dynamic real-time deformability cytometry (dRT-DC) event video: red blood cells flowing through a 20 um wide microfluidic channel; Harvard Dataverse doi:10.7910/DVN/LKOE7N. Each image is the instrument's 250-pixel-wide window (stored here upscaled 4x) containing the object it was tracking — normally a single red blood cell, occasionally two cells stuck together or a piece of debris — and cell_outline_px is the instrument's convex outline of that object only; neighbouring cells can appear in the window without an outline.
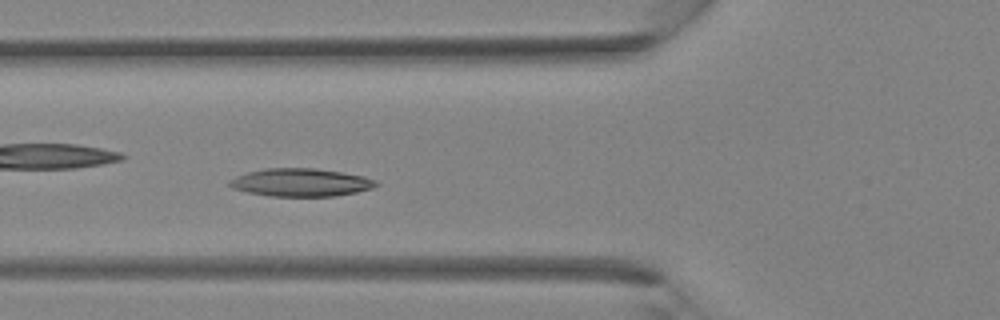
{"species": "Egyptian fruit bat (a non-hibernating species)", "species_latin": "Rousettus aegyptiacus", "temperature_condition": "room temperature", "stored_images_in_passage": 32, "camera_frame_rate_fps": 3000, "um_per_image_px": 0.085, "animal": {"sex": "female"}, "frame": {"image": 1, "passage_image": 8, "time_ms": 2.333, "image_size_px": [1000, 320], "cell_outline_px": [[380, 184], [372, 188], [356, 192], [332, 196], [268, 196], [248, 192], [232, 188], [228, 184], [228, 180], [236, 176], [248, 172], [264, 168], [316, 168], [364, 176], [376, 180]], "centroid_in_image_um": [25.55, 15.5], "position_along_channel_um": 100.2, "area_um2": 23.87}}
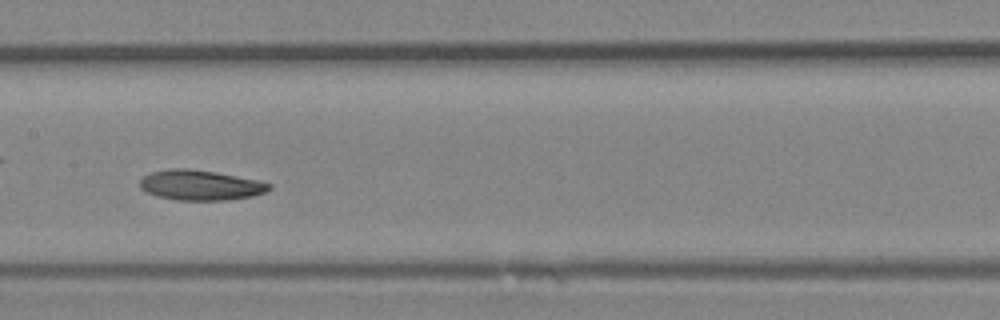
{"frame": {"image": 2, "passage_image": 13, "time_ms": 4.0, "image_size_px": [1000, 320], "cell_outline_px": [[272, 188], [264, 192], [252, 196], [228, 200], [176, 200], [156, 196], [144, 192], [140, 188], [140, 180], [144, 176], [152, 172], [172, 168], [188, 168], [216, 172], [256, 180], [272, 184]], "centroid_in_image_um": [17.0, 15.74], "position_along_channel_um": 190.4, "area_um2": 22.72}}
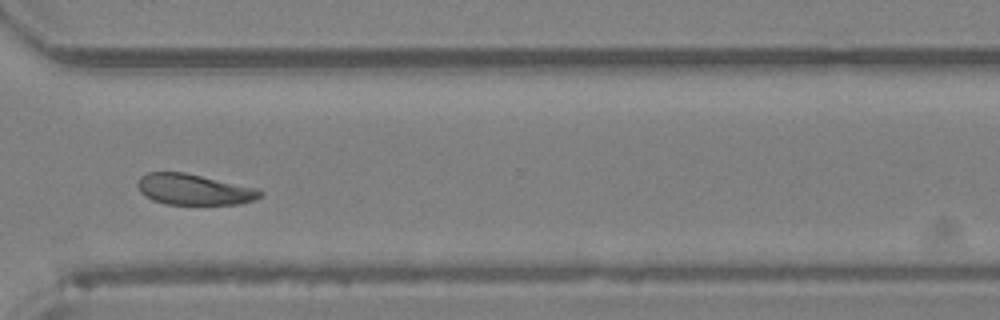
{"frame": {"image": 3, "passage_image": 22, "time_ms": 7.0, "image_size_px": [1000, 320], "cell_outline_px": [[264, 192], [260, 196], [252, 200], [240, 204], [168, 204], [152, 200], [140, 192], [136, 184], [140, 176], [148, 172], [184, 172], [256, 188]], "centroid_in_image_um": [16.44, 16.1], "position_along_channel_um": 354.2, "area_um2": 21.85}}